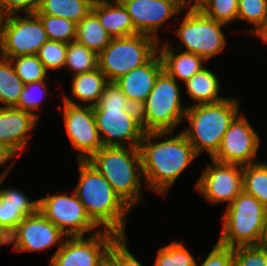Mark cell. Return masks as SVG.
Returning <instances> with one entry per match:
<instances>
[{"label":"cell","mask_w":267,"mask_h":266,"mask_svg":"<svg viewBox=\"0 0 267 266\" xmlns=\"http://www.w3.org/2000/svg\"><path fill=\"white\" fill-rule=\"evenodd\" d=\"M92 12L112 38L138 34L127 9L120 0L94 1Z\"/></svg>","instance_id":"cell-21"},{"label":"cell","mask_w":267,"mask_h":266,"mask_svg":"<svg viewBox=\"0 0 267 266\" xmlns=\"http://www.w3.org/2000/svg\"><path fill=\"white\" fill-rule=\"evenodd\" d=\"M184 13L180 27L175 30L183 44L181 47L185 46L183 51L197 54L205 61L216 58L226 46L222 31L226 24L205 16L200 10H188Z\"/></svg>","instance_id":"cell-9"},{"label":"cell","mask_w":267,"mask_h":266,"mask_svg":"<svg viewBox=\"0 0 267 266\" xmlns=\"http://www.w3.org/2000/svg\"><path fill=\"white\" fill-rule=\"evenodd\" d=\"M219 83V79L214 72L204 67L184 84L187 88L186 94L194 101L193 105H198L217 103L226 99L219 95L221 89Z\"/></svg>","instance_id":"cell-23"},{"label":"cell","mask_w":267,"mask_h":266,"mask_svg":"<svg viewBox=\"0 0 267 266\" xmlns=\"http://www.w3.org/2000/svg\"><path fill=\"white\" fill-rule=\"evenodd\" d=\"M24 85L10 59L0 57V102L5 105L2 107H16Z\"/></svg>","instance_id":"cell-27"},{"label":"cell","mask_w":267,"mask_h":266,"mask_svg":"<svg viewBox=\"0 0 267 266\" xmlns=\"http://www.w3.org/2000/svg\"><path fill=\"white\" fill-rule=\"evenodd\" d=\"M147 34L112 38L98 55V68L109 82L146 64L159 50V42Z\"/></svg>","instance_id":"cell-8"},{"label":"cell","mask_w":267,"mask_h":266,"mask_svg":"<svg viewBox=\"0 0 267 266\" xmlns=\"http://www.w3.org/2000/svg\"><path fill=\"white\" fill-rule=\"evenodd\" d=\"M87 162L109 182L130 209L142 200L144 177L138 147H129L127 143L126 146H103Z\"/></svg>","instance_id":"cell-4"},{"label":"cell","mask_w":267,"mask_h":266,"mask_svg":"<svg viewBox=\"0 0 267 266\" xmlns=\"http://www.w3.org/2000/svg\"><path fill=\"white\" fill-rule=\"evenodd\" d=\"M14 163L0 175V186ZM39 210V199L30 200L24 192L14 188L0 189V226L10 235L24 217Z\"/></svg>","instance_id":"cell-20"},{"label":"cell","mask_w":267,"mask_h":266,"mask_svg":"<svg viewBox=\"0 0 267 266\" xmlns=\"http://www.w3.org/2000/svg\"><path fill=\"white\" fill-rule=\"evenodd\" d=\"M10 244V235L0 226V247Z\"/></svg>","instance_id":"cell-44"},{"label":"cell","mask_w":267,"mask_h":266,"mask_svg":"<svg viewBox=\"0 0 267 266\" xmlns=\"http://www.w3.org/2000/svg\"><path fill=\"white\" fill-rule=\"evenodd\" d=\"M196 184V190L212 204L229 205L243 190V166L212 159Z\"/></svg>","instance_id":"cell-15"},{"label":"cell","mask_w":267,"mask_h":266,"mask_svg":"<svg viewBox=\"0 0 267 266\" xmlns=\"http://www.w3.org/2000/svg\"><path fill=\"white\" fill-rule=\"evenodd\" d=\"M118 234L102 229L96 234L65 238L50 259V266H102Z\"/></svg>","instance_id":"cell-11"},{"label":"cell","mask_w":267,"mask_h":266,"mask_svg":"<svg viewBox=\"0 0 267 266\" xmlns=\"http://www.w3.org/2000/svg\"><path fill=\"white\" fill-rule=\"evenodd\" d=\"M267 19V0H238L237 20L254 25L248 30L253 34Z\"/></svg>","instance_id":"cell-33"},{"label":"cell","mask_w":267,"mask_h":266,"mask_svg":"<svg viewBox=\"0 0 267 266\" xmlns=\"http://www.w3.org/2000/svg\"><path fill=\"white\" fill-rule=\"evenodd\" d=\"M266 214L267 208L242 190L223 213V228L217 243L230 248L261 245Z\"/></svg>","instance_id":"cell-6"},{"label":"cell","mask_w":267,"mask_h":266,"mask_svg":"<svg viewBox=\"0 0 267 266\" xmlns=\"http://www.w3.org/2000/svg\"><path fill=\"white\" fill-rule=\"evenodd\" d=\"M260 138L245 114H239L224 133L217 153L211 158L221 163L241 166L254 164Z\"/></svg>","instance_id":"cell-14"},{"label":"cell","mask_w":267,"mask_h":266,"mask_svg":"<svg viewBox=\"0 0 267 266\" xmlns=\"http://www.w3.org/2000/svg\"><path fill=\"white\" fill-rule=\"evenodd\" d=\"M135 30L159 40L158 29L183 11L179 0H120Z\"/></svg>","instance_id":"cell-17"},{"label":"cell","mask_w":267,"mask_h":266,"mask_svg":"<svg viewBox=\"0 0 267 266\" xmlns=\"http://www.w3.org/2000/svg\"><path fill=\"white\" fill-rule=\"evenodd\" d=\"M208 0H179L180 5L185 10H200Z\"/></svg>","instance_id":"cell-41"},{"label":"cell","mask_w":267,"mask_h":266,"mask_svg":"<svg viewBox=\"0 0 267 266\" xmlns=\"http://www.w3.org/2000/svg\"><path fill=\"white\" fill-rule=\"evenodd\" d=\"M9 15L2 21L0 53L10 59L22 55H37L48 40L41 19L34 14Z\"/></svg>","instance_id":"cell-10"},{"label":"cell","mask_w":267,"mask_h":266,"mask_svg":"<svg viewBox=\"0 0 267 266\" xmlns=\"http://www.w3.org/2000/svg\"><path fill=\"white\" fill-rule=\"evenodd\" d=\"M68 43L47 40L37 53L39 60L47 71L64 68L66 63Z\"/></svg>","instance_id":"cell-35"},{"label":"cell","mask_w":267,"mask_h":266,"mask_svg":"<svg viewBox=\"0 0 267 266\" xmlns=\"http://www.w3.org/2000/svg\"><path fill=\"white\" fill-rule=\"evenodd\" d=\"M180 46L178 45L176 54V49L171 46V43L165 42L158 52L163 62V69L176 81L179 79L185 83L204 68L205 60L197 54L183 51Z\"/></svg>","instance_id":"cell-22"},{"label":"cell","mask_w":267,"mask_h":266,"mask_svg":"<svg viewBox=\"0 0 267 266\" xmlns=\"http://www.w3.org/2000/svg\"><path fill=\"white\" fill-rule=\"evenodd\" d=\"M45 83V80L26 83L15 108L31 113L39 119V114L34 111L39 110L42 98L47 94V86ZM37 89L40 91L38 92Z\"/></svg>","instance_id":"cell-36"},{"label":"cell","mask_w":267,"mask_h":266,"mask_svg":"<svg viewBox=\"0 0 267 266\" xmlns=\"http://www.w3.org/2000/svg\"><path fill=\"white\" fill-rule=\"evenodd\" d=\"M73 76L98 68V54L76 41L68 43L66 63Z\"/></svg>","instance_id":"cell-29"},{"label":"cell","mask_w":267,"mask_h":266,"mask_svg":"<svg viewBox=\"0 0 267 266\" xmlns=\"http://www.w3.org/2000/svg\"><path fill=\"white\" fill-rule=\"evenodd\" d=\"M178 86L165 70L158 75L153 89L139 108L145 132L173 131L181 124L188 106L181 104Z\"/></svg>","instance_id":"cell-7"},{"label":"cell","mask_w":267,"mask_h":266,"mask_svg":"<svg viewBox=\"0 0 267 266\" xmlns=\"http://www.w3.org/2000/svg\"><path fill=\"white\" fill-rule=\"evenodd\" d=\"M102 266H115L109 259Z\"/></svg>","instance_id":"cell-47"},{"label":"cell","mask_w":267,"mask_h":266,"mask_svg":"<svg viewBox=\"0 0 267 266\" xmlns=\"http://www.w3.org/2000/svg\"><path fill=\"white\" fill-rule=\"evenodd\" d=\"M108 259L115 266H143L128 249L126 236H119L111 245Z\"/></svg>","instance_id":"cell-38"},{"label":"cell","mask_w":267,"mask_h":266,"mask_svg":"<svg viewBox=\"0 0 267 266\" xmlns=\"http://www.w3.org/2000/svg\"><path fill=\"white\" fill-rule=\"evenodd\" d=\"M233 266H267V246L249 245L232 248Z\"/></svg>","instance_id":"cell-37"},{"label":"cell","mask_w":267,"mask_h":266,"mask_svg":"<svg viewBox=\"0 0 267 266\" xmlns=\"http://www.w3.org/2000/svg\"><path fill=\"white\" fill-rule=\"evenodd\" d=\"M96 127L103 146L138 147L145 134L139 109L133 107L115 82H109L93 106Z\"/></svg>","instance_id":"cell-2"},{"label":"cell","mask_w":267,"mask_h":266,"mask_svg":"<svg viewBox=\"0 0 267 266\" xmlns=\"http://www.w3.org/2000/svg\"><path fill=\"white\" fill-rule=\"evenodd\" d=\"M68 96H63V110L66 132L77 151L78 161H87L103 144L96 127L93 106L78 104Z\"/></svg>","instance_id":"cell-13"},{"label":"cell","mask_w":267,"mask_h":266,"mask_svg":"<svg viewBox=\"0 0 267 266\" xmlns=\"http://www.w3.org/2000/svg\"><path fill=\"white\" fill-rule=\"evenodd\" d=\"M252 35L260 37L263 42L267 43V19Z\"/></svg>","instance_id":"cell-43"},{"label":"cell","mask_w":267,"mask_h":266,"mask_svg":"<svg viewBox=\"0 0 267 266\" xmlns=\"http://www.w3.org/2000/svg\"><path fill=\"white\" fill-rule=\"evenodd\" d=\"M39 211L67 237L92 235L102 229L87 215L75 192L49 195L39 199Z\"/></svg>","instance_id":"cell-12"},{"label":"cell","mask_w":267,"mask_h":266,"mask_svg":"<svg viewBox=\"0 0 267 266\" xmlns=\"http://www.w3.org/2000/svg\"><path fill=\"white\" fill-rule=\"evenodd\" d=\"M243 191L267 208V163L243 166Z\"/></svg>","instance_id":"cell-28"},{"label":"cell","mask_w":267,"mask_h":266,"mask_svg":"<svg viewBox=\"0 0 267 266\" xmlns=\"http://www.w3.org/2000/svg\"><path fill=\"white\" fill-rule=\"evenodd\" d=\"M65 238L67 235L38 210L18 224L10 234V245L14 243L13 249L19 252L41 251L58 244V241L62 244Z\"/></svg>","instance_id":"cell-16"},{"label":"cell","mask_w":267,"mask_h":266,"mask_svg":"<svg viewBox=\"0 0 267 266\" xmlns=\"http://www.w3.org/2000/svg\"><path fill=\"white\" fill-rule=\"evenodd\" d=\"M46 31L48 40L70 43L75 41L77 23L46 14H36Z\"/></svg>","instance_id":"cell-30"},{"label":"cell","mask_w":267,"mask_h":266,"mask_svg":"<svg viewBox=\"0 0 267 266\" xmlns=\"http://www.w3.org/2000/svg\"><path fill=\"white\" fill-rule=\"evenodd\" d=\"M41 0H0V10L3 16L15 15L18 11L34 14L38 11Z\"/></svg>","instance_id":"cell-39"},{"label":"cell","mask_w":267,"mask_h":266,"mask_svg":"<svg viewBox=\"0 0 267 266\" xmlns=\"http://www.w3.org/2000/svg\"><path fill=\"white\" fill-rule=\"evenodd\" d=\"M262 244L267 246V214H266V227H265V233H264Z\"/></svg>","instance_id":"cell-45"},{"label":"cell","mask_w":267,"mask_h":266,"mask_svg":"<svg viewBox=\"0 0 267 266\" xmlns=\"http://www.w3.org/2000/svg\"><path fill=\"white\" fill-rule=\"evenodd\" d=\"M200 11L215 21L229 24L237 20L238 0H208Z\"/></svg>","instance_id":"cell-34"},{"label":"cell","mask_w":267,"mask_h":266,"mask_svg":"<svg viewBox=\"0 0 267 266\" xmlns=\"http://www.w3.org/2000/svg\"><path fill=\"white\" fill-rule=\"evenodd\" d=\"M17 76L24 84L48 79V71L37 55H22L10 58Z\"/></svg>","instance_id":"cell-32"},{"label":"cell","mask_w":267,"mask_h":266,"mask_svg":"<svg viewBox=\"0 0 267 266\" xmlns=\"http://www.w3.org/2000/svg\"><path fill=\"white\" fill-rule=\"evenodd\" d=\"M3 18H4V16H3V14H2V12L0 10V39H1V27H2Z\"/></svg>","instance_id":"cell-46"},{"label":"cell","mask_w":267,"mask_h":266,"mask_svg":"<svg viewBox=\"0 0 267 266\" xmlns=\"http://www.w3.org/2000/svg\"><path fill=\"white\" fill-rule=\"evenodd\" d=\"M38 118L15 107L0 106V144L6 146L15 155L25 148Z\"/></svg>","instance_id":"cell-19"},{"label":"cell","mask_w":267,"mask_h":266,"mask_svg":"<svg viewBox=\"0 0 267 266\" xmlns=\"http://www.w3.org/2000/svg\"><path fill=\"white\" fill-rule=\"evenodd\" d=\"M94 0H41L35 14L61 17L79 23L92 11Z\"/></svg>","instance_id":"cell-26"},{"label":"cell","mask_w":267,"mask_h":266,"mask_svg":"<svg viewBox=\"0 0 267 266\" xmlns=\"http://www.w3.org/2000/svg\"><path fill=\"white\" fill-rule=\"evenodd\" d=\"M15 154L6 146L0 144V166L9 161Z\"/></svg>","instance_id":"cell-42"},{"label":"cell","mask_w":267,"mask_h":266,"mask_svg":"<svg viewBox=\"0 0 267 266\" xmlns=\"http://www.w3.org/2000/svg\"><path fill=\"white\" fill-rule=\"evenodd\" d=\"M108 83L109 81L99 68L74 75L71 83L72 96L84 103V106H95ZM85 102L91 103L85 104Z\"/></svg>","instance_id":"cell-24"},{"label":"cell","mask_w":267,"mask_h":266,"mask_svg":"<svg viewBox=\"0 0 267 266\" xmlns=\"http://www.w3.org/2000/svg\"><path fill=\"white\" fill-rule=\"evenodd\" d=\"M79 179L74 190L90 219L100 228L126 236L125 220L130 208L109 182L87 161H78Z\"/></svg>","instance_id":"cell-3"},{"label":"cell","mask_w":267,"mask_h":266,"mask_svg":"<svg viewBox=\"0 0 267 266\" xmlns=\"http://www.w3.org/2000/svg\"><path fill=\"white\" fill-rule=\"evenodd\" d=\"M163 70V62L159 52H157L146 64L121 76L115 83L127 96L131 105L139 109Z\"/></svg>","instance_id":"cell-18"},{"label":"cell","mask_w":267,"mask_h":266,"mask_svg":"<svg viewBox=\"0 0 267 266\" xmlns=\"http://www.w3.org/2000/svg\"><path fill=\"white\" fill-rule=\"evenodd\" d=\"M169 134L172 136L167 138ZM173 135L174 131L145 132L139 145L146 185L163 195L197 157L193 146L182 131ZM165 137L166 140L155 141Z\"/></svg>","instance_id":"cell-1"},{"label":"cell","mask_w":267,"mask_h":266,"mask_svg":"<svg viewBox=\"0 0 267 266\" xmlns=\"http://www.w3.org/2000/svg\"><path fill=\"white\" fill-rule=\"evenodd\" d=\"M237 99L226 98L217 103L189 105L184 114L188 121L182 133L197 155L206 151L212 158L218 151L223 135L239 113Z\"/></svg>","instance_id":"cell-5"},{"label":"cell","mask_w":267,"mask_h":266,"mask_svg":"<svg viewBox=\"0 0 267 266\" xmlns=\"http://www.w3.org/2000/svg\"><path fill=\"white\" fill-rule=\"evenodd\" d=\"M112 37L101 25L98 17L91 11L78 24L75 41L85 45L98 55L111 42Z\"/></svg>","instance_id":"cell-25"},{"label":"cell","mask_w":267,"mask_h":266,"mask_svg":"<svg viewBox=\"0 0 267 266\" xmlns=\"http://www.w3.org/2000/svg\"><path fill=\"white\" fill-rule=\"evenodd\" d=\"M192 254L182 242L172 241L158 250L154 266H196Z\"/></svg>","instance_id":"cell-31"},{"label":"cell","mask_w":267,"mask_h":266,"mask_svg":"<svg viewBox=\"0 0 267 266\" xmlns=\"http://www.w3.org/2000/svg\"><path fill=\"white\" fill-rule=\"evenodd\" d=\"M200 266H233L232 248L216 243Z\"/></svg>","instance_id":"cell-40"}]
</instances>
